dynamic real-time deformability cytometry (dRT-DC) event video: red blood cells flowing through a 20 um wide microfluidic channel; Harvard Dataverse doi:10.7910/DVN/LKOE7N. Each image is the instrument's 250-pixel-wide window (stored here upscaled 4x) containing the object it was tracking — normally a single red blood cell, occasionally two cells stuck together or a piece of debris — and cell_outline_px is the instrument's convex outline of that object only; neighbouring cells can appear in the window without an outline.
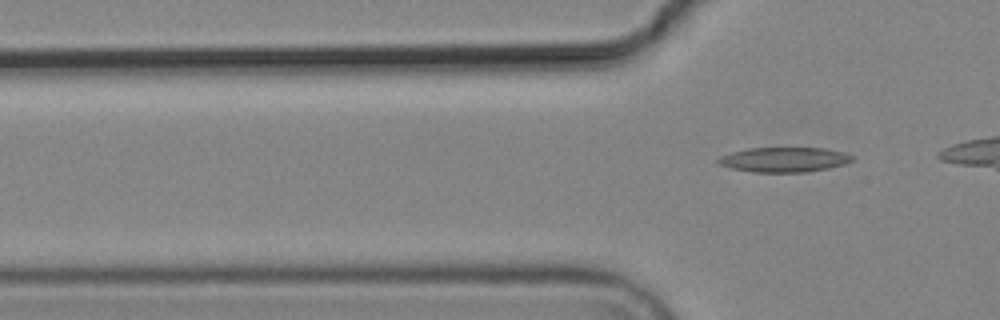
{"species": "common noctule bat (a hibernating species)", "species_latin": "Nyctalus noctula", "temperature_condition": "cold", "stored_images_in_passage": 6, "segment_of_instrument_passage": [2, 2], "camera_frame_rate_fps": 3000, "um_per_image_px": 0.085, "animal": {"sex": "male", "body_mass_g": 19.2, "forearm_length_mm": 51.8}, "frame": {"image": 1, "passage_image": 6, "time_ms": 5.667, "image_size_px": [1000, 320], "cell_outline_px": [[856, 160], [844, 164], [828, 168], [808, 172], [752, 172], [732, 168], [720, 164], [716, 160], [720, 156], [732, 152], [748, 148], [824, 148], [840, 152], [852, 156]], "centroid_in_image_um": [66.65, 13.57], "position_along_channel_um": 59.2, "area_um2": 19.25}}